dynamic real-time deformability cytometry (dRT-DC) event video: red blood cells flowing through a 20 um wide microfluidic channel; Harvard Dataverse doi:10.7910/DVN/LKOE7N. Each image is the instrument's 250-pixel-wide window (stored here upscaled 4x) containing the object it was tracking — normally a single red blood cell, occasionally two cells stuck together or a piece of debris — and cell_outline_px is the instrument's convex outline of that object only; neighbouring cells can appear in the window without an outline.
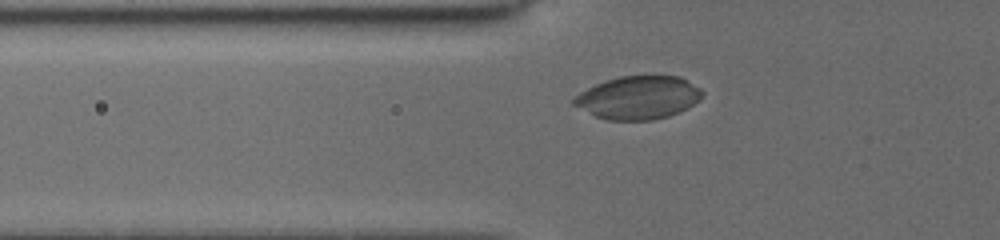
{"species": "common noctule bat (a hibernating species)", "species_latin": "Nyctalus noctula", "temperature_condition": "cold", "stored_images_in_passage": 19, "camera_frame_rate_fps": 3000, "um_per_image_px": 0.085, "animal": {"sex": "female", "body_mass_g": 19.5, "forearm_length_mm": 54.1}, "frame": {"image": 1, "passage_image": 7, "time_ms": 2.333, "image_size_px": [1000, 240], "cell_outline_px": [[704, 92], [700, 100], [688, 108], [680, 112], [668, 116], [652, 120], [608, 120], [596, 116], [572, 104], [572, 100], [580, 92], [604, 80], [620, 76], [680, 76], [700, 88]], "centroid_in_image_um": [54.28, 8.29], "position_along_channel_um": 71.5, "area_um2": 32.25}}
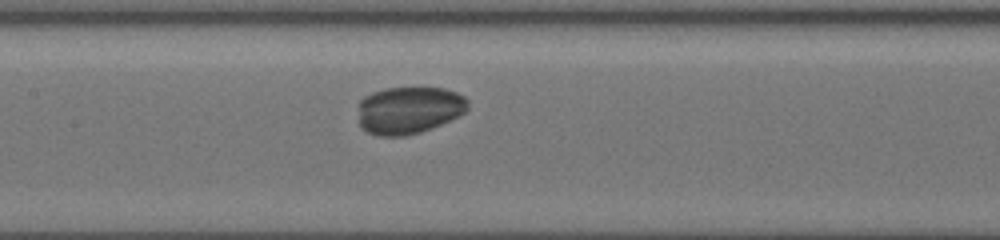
{"frame": {"image": 2, "passage_image": 14, "time_ms": 5.0, "image_size_px": [1000, 240], "cell_outline_px": [[468, 108], [464, 112], [432, 128], [420, 132], [404, 136], [376, 136], [360, 128], [360, 100], [364, 96], [372, 92], [384, 88], [444, 88], [456, 92], [464, 96], [468, 100]], "centroid_in_image_um": [34.74, 9.36], "position_along_channel_um": 172.7, "area_um2": 30.17}}
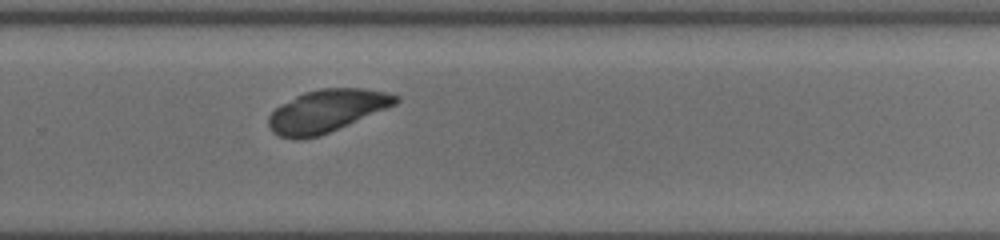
{"frame": {"image": 3, "passage_image": 19, "time_ms": 8.333, "image_size_px": [1000, 240], "cell_outline_px": [[400, 100], [396, 104], [320, 136], [300, 140], [292, 140], [276, 136], [268, 128], [268, 116], [276, 108], [296, 96], [304, 92], [320, 88], [364, 88], [388, 92], [400, 96]], "centroid_in_image_um": [27.74, 9.44], "position_along_channel_um": 302.1, "area_um2": 31.67}}